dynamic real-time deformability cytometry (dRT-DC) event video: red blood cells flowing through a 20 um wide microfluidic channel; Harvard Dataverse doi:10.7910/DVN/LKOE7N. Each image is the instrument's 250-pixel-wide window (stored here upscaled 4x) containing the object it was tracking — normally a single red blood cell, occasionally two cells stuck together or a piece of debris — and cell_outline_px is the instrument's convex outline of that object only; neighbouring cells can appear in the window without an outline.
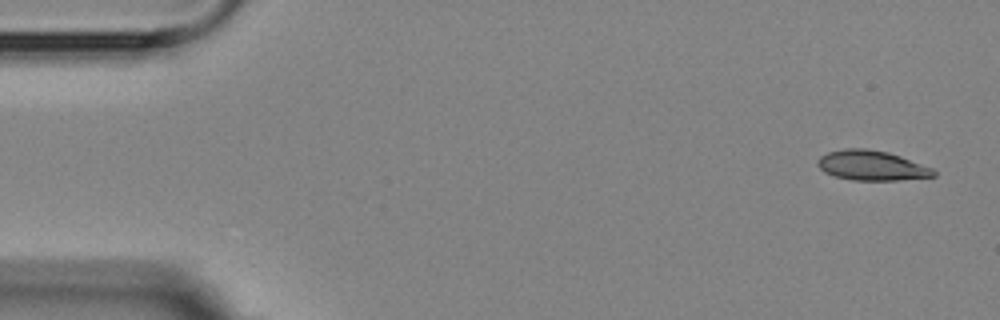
{"species": "Egyptian fruit bat (a non-hibernating species)", "species_latin": "Rousettus aegyptiacus", "temperature_condition": "room temperature", "stored_images_in_passage": 5, "camera_frame_rate_fps": 3000, "um_per_image_px": 0.085, "animal": {"sex": "female"}, "frame": {"image": 1, "passage_image": 1, "time_ms": 0.0, "image_size_px": [1000, 320], "cell_outline_px": [[936, 176], [900, 180], [852, 180], [836, 176], [824, 172], [816, 164], [816, 160], [820, 156], [828, 152], [844, 148], [868, 148], [888, 152], [900, 156], [932, 168], [936, 172]], "centroid_in_image_um": [74.07, 14.06], "position_along_channel_um": 10.9, "area_um2": 20.23}}